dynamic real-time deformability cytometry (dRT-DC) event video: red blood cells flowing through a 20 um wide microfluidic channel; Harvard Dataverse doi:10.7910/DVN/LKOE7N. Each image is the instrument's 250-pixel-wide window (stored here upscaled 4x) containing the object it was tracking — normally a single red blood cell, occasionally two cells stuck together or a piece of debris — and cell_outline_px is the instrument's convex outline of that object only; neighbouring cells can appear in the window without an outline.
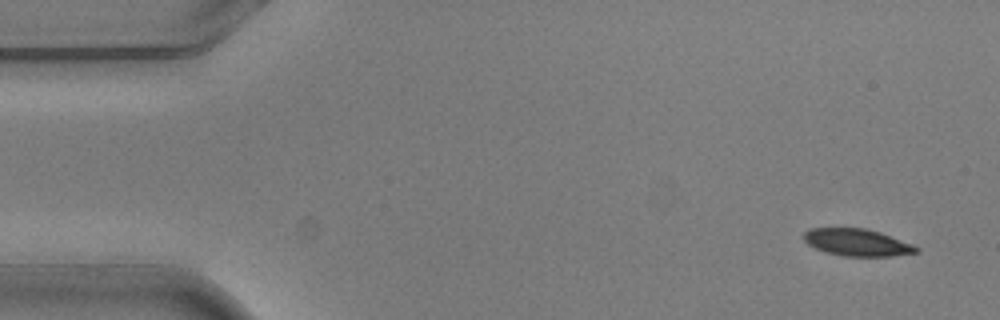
{"species": "common noctule bat (a hibernating species)", "species_latin": "Nyctalus noctula", "temperature_condition": "warm", "stored_images_in_passage": 3, "camera_frame_rate_fps": 3000, "um_per_image_px": 0.085, "animal": {"sex": "male", "body_mass_g": 20.5, "forearm_length_mm": 52.5}, "frame": {"image": 1, "passage_image": 1, "time_ms": 0.0, "image_size_px": [1000, 320], "cell_outline_px": [[920, 252], [892, 256], [844, 256], [828, 252], [816, 248], [808, 244], [804, 240], [804, 232], [808, 228], [864, 228], [880, 232], [912, 244], [920, 248]], "centroid_in_image_um": [72.88, 20.6], "position_along_channel_um": 12.1, "area_um2": 17.69}}
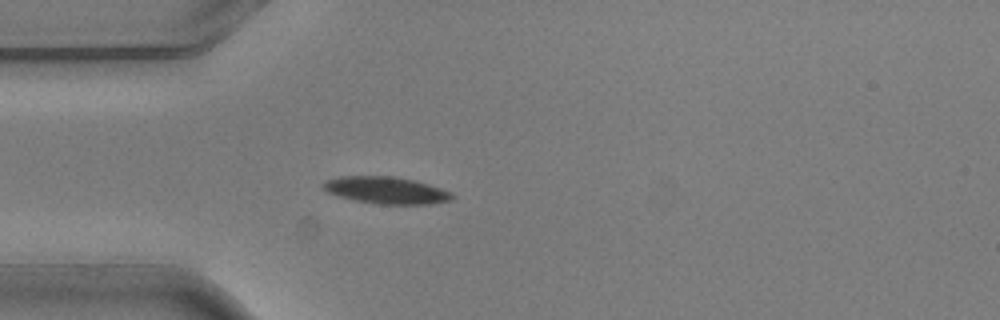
{"frame": {"image": 2, "passage_image": 3, "time_ms": 0.667, "image_size_px": [1000, 320], "cell_outline_px": [[456, 196], [452, 200], [432, 204], [376, 204], [352, 200], [328, 192], [320, 184], [328, 180], [344, 176], [392, 176], [412, 180], [428, 184], [452, 192]], "centroid_in_image_um": [32.86, 16.18], "position_along_channel_um": 52.1, "area_um2": 20.23}}